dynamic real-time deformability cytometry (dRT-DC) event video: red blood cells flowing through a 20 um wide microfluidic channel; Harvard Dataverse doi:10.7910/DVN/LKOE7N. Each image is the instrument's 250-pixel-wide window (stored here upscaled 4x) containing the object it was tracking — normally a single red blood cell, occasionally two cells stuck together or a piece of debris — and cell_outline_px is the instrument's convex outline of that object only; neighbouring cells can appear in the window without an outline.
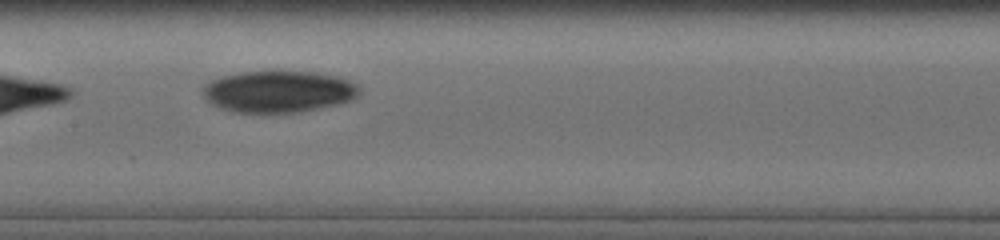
{"species": "human", "species_latin": "Homo sapiens", "temperature_condition": "cold", "stored_images_in_passage": 12, "camera_frame_rate_fps": 3000, "um_per_image_px": 0.085, "donor": {"sex": "male"}, "frame": {"image": 1, "passage_image": 9, "time_ms": 4.667, "image_size_px": [1000, 240], "cell_outline_px": [[360, 92], [352, 100], [336, 104], [296, 112], [232, 112], [220, 108], [212, 104], [200, 92], [204, 84], [220, 76], [244, 72], [312, 72], [340, 76], [356, 84], [360, 88]], "centroid_in_image_um": [23.64, 7.78], "position_along_channel_um": 183.8, "area_um2": 37.8}}